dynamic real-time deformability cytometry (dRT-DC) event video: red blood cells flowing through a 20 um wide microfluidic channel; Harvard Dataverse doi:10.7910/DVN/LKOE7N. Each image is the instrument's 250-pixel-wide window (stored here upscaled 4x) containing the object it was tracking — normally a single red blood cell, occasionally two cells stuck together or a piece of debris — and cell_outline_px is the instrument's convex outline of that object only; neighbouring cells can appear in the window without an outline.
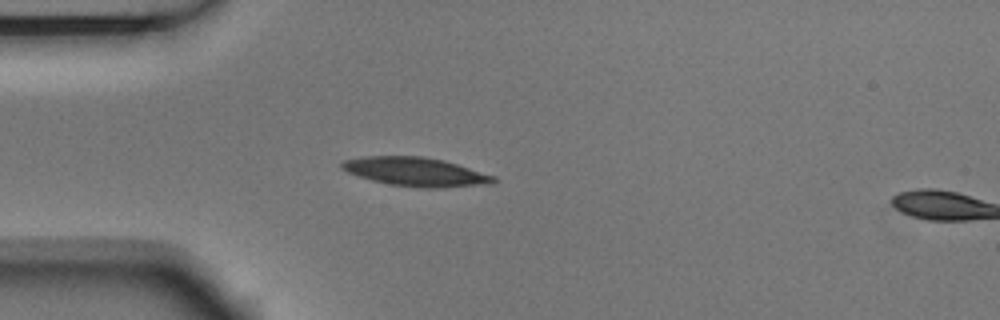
{"species": "Egyptian fruit bat (a non-hibernating species)", "species_latin": "Rousettus aegyptiacus", "temperature_condition": "room temperature", "stored_images_in_passage": 4, "camera_frame_rate_fps": 3000, "um_per_image_px": 0.085, "animal": {"sex": "male"}, "frame": {"image": 1, "passage_image": 3, "time_ms": 0.667, "image_size_px": [1000, 320], "cell_outline_px": [[496, 180], [492, 184], [444, 188], [420, 188], [388, 184], [372, 180], [348, 172], [340, 168], [340, 164], [344, 160], [360, 156], [420, 156], [444, 160], [496, 176]], "centroid_in_image_um": [35.35, 14.61], "position_along_channel_um": 49.7, "area_um2": 25.66}}